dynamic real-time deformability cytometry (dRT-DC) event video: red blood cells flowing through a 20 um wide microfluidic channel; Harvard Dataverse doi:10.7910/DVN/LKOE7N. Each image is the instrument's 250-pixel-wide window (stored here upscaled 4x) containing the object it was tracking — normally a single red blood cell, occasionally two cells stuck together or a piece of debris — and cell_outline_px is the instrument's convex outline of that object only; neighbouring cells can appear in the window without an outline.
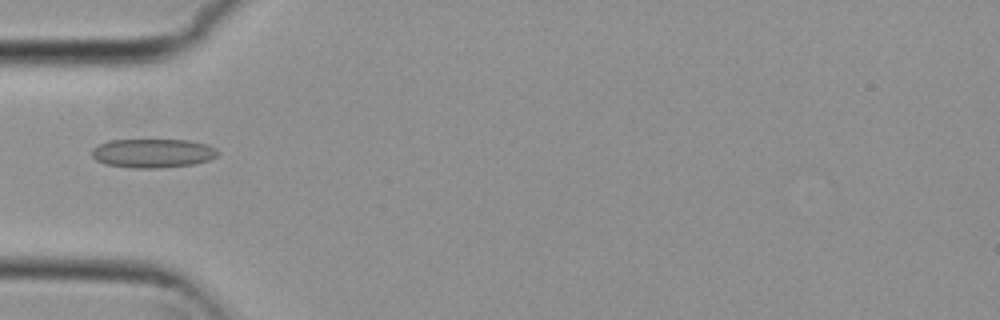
{"species": "common noctule bat (a hibernating species)", "species_latin": "Nyctalus noctula", "temperature_condition": "cold", "stored_images_in_passage": 7, "camera_frame_rate_fps": 3000, "um_per_image_px": 0.085, "animal": {"sex": "female", "body_mass_g": 29.2, "forearm_length_mm": 56.3}, "frame": {"image": 1, "passage_image": 4, "time_ms": 1.0, "image_size_px": [1000, 320], "cell_outline_px": [[220, 152], [216, 156], [208, 160], [196, 164], [156, 168], [136, 168], [104, 164], [96, 160], [92, 156], [92, 148], [108, 140], [188, 140], [208, 144], [216, 148]], "centroid_in_image_um": [13.0, 13.02], "position_along_channel_um": 72.0, "area_um2": 21.33}}
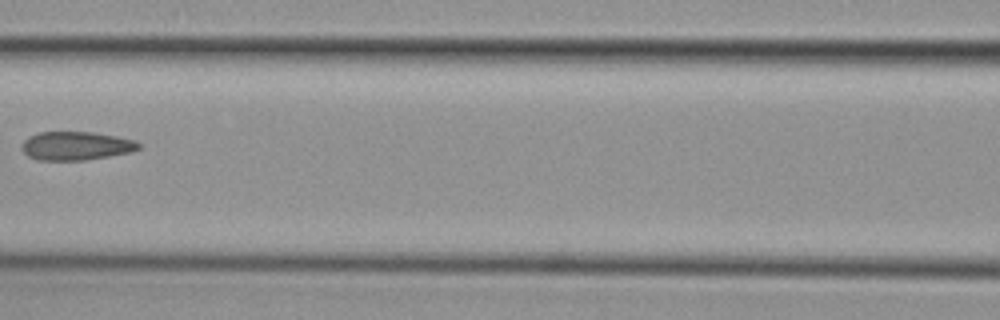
{"frame": {"image": 2, "passage_image": 6, "time_ms": 1.667, "image_size_px": [1000, 320], "cell_outline_px": [[140, 148], [132, 152], [84, 160], [36, 160], [28, 156], [20, 148], [20, 144], [28, 136], [40, 132], [92, 132], [116, 136], [136, 140], [140, 144]], "centroid_in_image_um": [6.44, 12.39], "position_along_channel_um": 160.2, "area_um2": 19.59}}
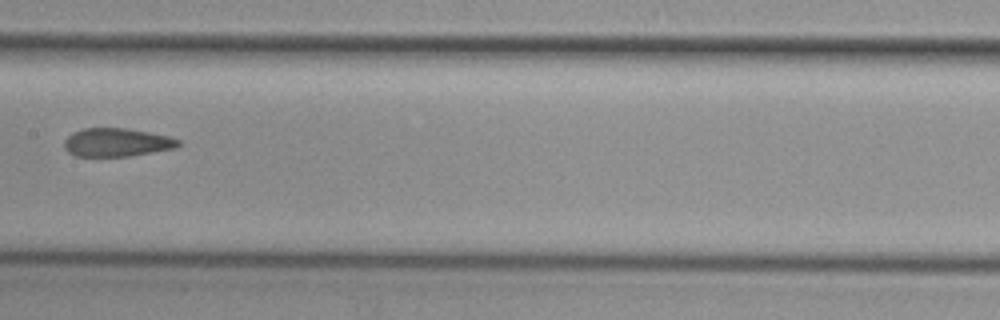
{"frame": {"image": 3, "passage_image": 7, "time_ms": 2.0, "image_size_px": [1000, 320], "cell_outline_px": [[180, 144], [176, 148], [128, 156], [76, 156], [68, 152], [64, 148], [64, 140], [72, 132], [84, 128], [128, 128], [168, 136], [180, 140]], "centroid_in_image_um": [9.9, 12.1], "position_along_channel_um": 197.5, "area_um2": 18.84}}